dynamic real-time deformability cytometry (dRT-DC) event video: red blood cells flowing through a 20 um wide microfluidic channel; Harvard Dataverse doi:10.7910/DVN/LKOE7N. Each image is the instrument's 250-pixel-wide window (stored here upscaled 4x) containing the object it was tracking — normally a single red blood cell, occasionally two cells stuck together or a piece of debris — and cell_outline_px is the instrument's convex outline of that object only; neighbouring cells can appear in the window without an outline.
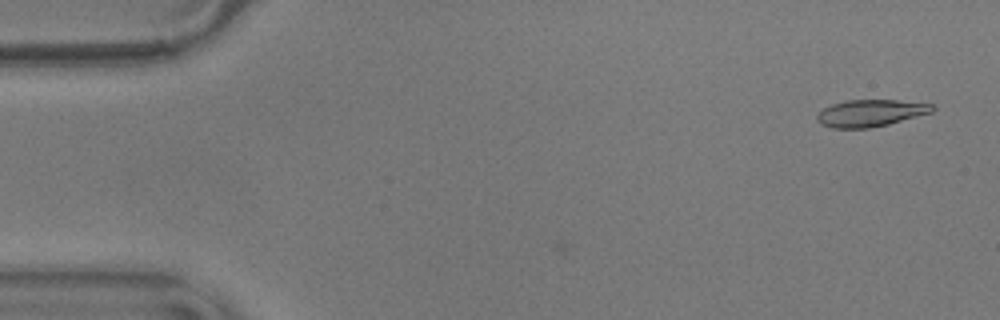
{"species": "common noctule bat (a hibernating species)", "species_latin": "Nyctalus noctula", "temperature_condition": "warm", "stored_images_in_passage": 2, "camera_frame_rate_fps": 3000, "um_per_image_px": 0.085, "animal": {"sex": "male", "body_mass_g": 17.9}, "frame": {"image": 1, "passage_image": 2, "time_ms": 0.333, "image_size_px": [1000, 320], "cell_outline_px": [[936, 108], [932, 112], [888, 124], [868, 128], [832, 128], [820, 124], [816, 120], [816, 116], [824, 108], [832, 104], [848, 100], [896, 100], [932, 104]], "centroid_in_image_um": [73.97, 9.61], "position_along_channel_um": 11.0, "area_um2": 17.98}}